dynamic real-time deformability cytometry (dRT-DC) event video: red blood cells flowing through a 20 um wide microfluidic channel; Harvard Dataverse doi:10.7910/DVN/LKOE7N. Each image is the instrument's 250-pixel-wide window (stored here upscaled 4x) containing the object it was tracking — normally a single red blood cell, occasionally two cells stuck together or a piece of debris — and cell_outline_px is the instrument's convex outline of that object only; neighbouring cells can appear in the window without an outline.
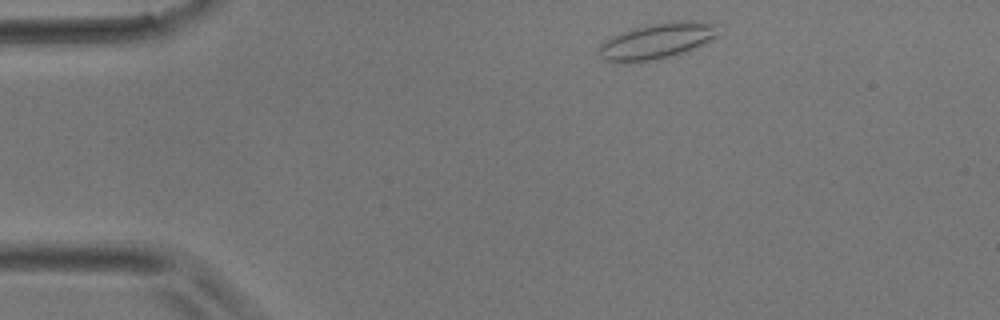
{"species": "common noctule bat (a hibernating species)", "species_latin": "Nyctalus noctula", "temperature_condition": "room temperature", "stored_images_in_passage": 2, "camera_frame_rate_fps": 3000, "um_per_image_px": 0.085, "animal": {"sex": "male", "body_mass_g": 17.9}, "frame": {"image": 1, "passage_image": 1, "time_ms": 0.0, "image_size_px": [1000, 320], "cell_outline_px": [[720, 24], [716, 36], [684, 52], [668, 56], [628, 64], [604, 60], [600, 56], [600, 44], [604, 40], [620, 32], [636, 28], [656, 24], [680, 20], [688, 20]], "centroid_in_image_um": [55.8, 3.48], "position_along_channel_um": 29.2, "area_um2": 24.39}}